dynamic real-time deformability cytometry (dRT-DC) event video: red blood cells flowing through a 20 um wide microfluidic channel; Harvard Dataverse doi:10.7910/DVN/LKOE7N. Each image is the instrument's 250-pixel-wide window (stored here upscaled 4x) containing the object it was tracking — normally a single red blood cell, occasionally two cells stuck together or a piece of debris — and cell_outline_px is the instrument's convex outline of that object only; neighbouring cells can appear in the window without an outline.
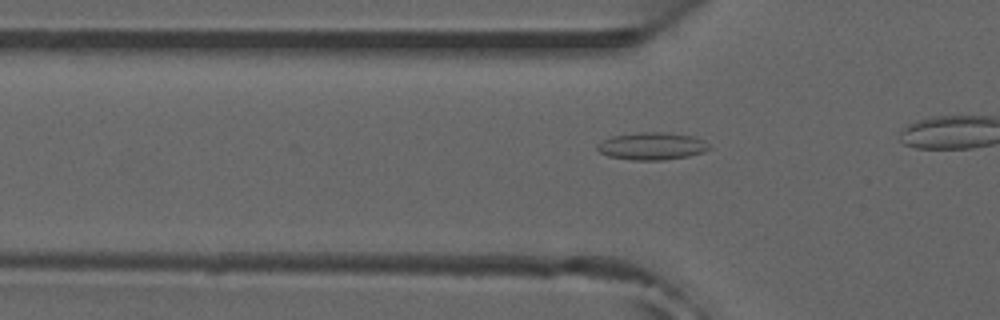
{"species": "common noctule bat (a hibernating species)", "species_latin": "Nyctalus noctula", "temperature_condition": "room temperature", "stored_images_in_passage": 13, "camera_frame_rate_fps": 3000, "um_per_image_px": 0.085, "animal": {"sex": "male", "forearm_length_mm": 52.5}, "frame": {"image": 1, "passage_image": 8, "time_ms": 2.333, "image_size_px": [1000, 320], "cell_outline_px": [[712, 148], [704, 152], [688, 156], [664, 160], [632, 160], [608, 156], [600, 152], [596, 148], [596, 144], [612, 136], [644, 132], [664, 132], [692, 136], [704, 140]], "centroid_in_image_um": [55.43, 12.42], "position_along_channel_um": 70.4, "area_um2": 17.86}}